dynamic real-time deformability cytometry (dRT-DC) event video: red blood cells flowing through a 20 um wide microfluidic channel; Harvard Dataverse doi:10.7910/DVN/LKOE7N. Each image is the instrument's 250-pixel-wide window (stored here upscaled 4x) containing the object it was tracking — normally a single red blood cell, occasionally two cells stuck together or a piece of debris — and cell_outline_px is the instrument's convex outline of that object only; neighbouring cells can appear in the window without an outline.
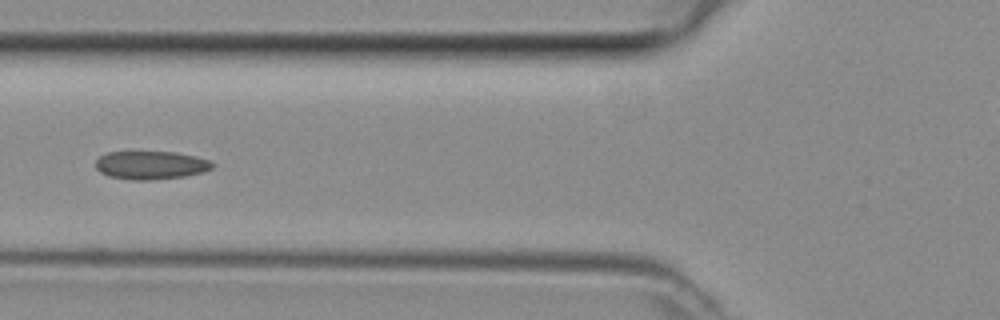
{"species": "common noctule bat (a hibernating species)", "species_latin": "Nyctalus noctula", "temperature_condition": "room temperature", "stored_images_in_passage": 3, "camera_frame_rate_fps": 3000, "um_per_image_px": 0.085, "animal": {"sex": "female", "body_mass_g": 29.2, "forearm_length_mm": 56.3}, "frame": {"image": 1, "passage_image": 2, "time_ms": 0.333, "image_size_px": [1000, 320], "cell_outline_px": [[216, 164], [212, 168], [204, 172], [184, 176], [152, 180], [132, 180], [108, 176], [100, 172], [96, 168], [96, 160], [100, 156], [108, 152], [176, 152], [196, 156], [212, 160]], "centroid_in_image_um": [12.86, 14.04], "position_along_channel_um": 112.9, "area_um2": 19.42}}